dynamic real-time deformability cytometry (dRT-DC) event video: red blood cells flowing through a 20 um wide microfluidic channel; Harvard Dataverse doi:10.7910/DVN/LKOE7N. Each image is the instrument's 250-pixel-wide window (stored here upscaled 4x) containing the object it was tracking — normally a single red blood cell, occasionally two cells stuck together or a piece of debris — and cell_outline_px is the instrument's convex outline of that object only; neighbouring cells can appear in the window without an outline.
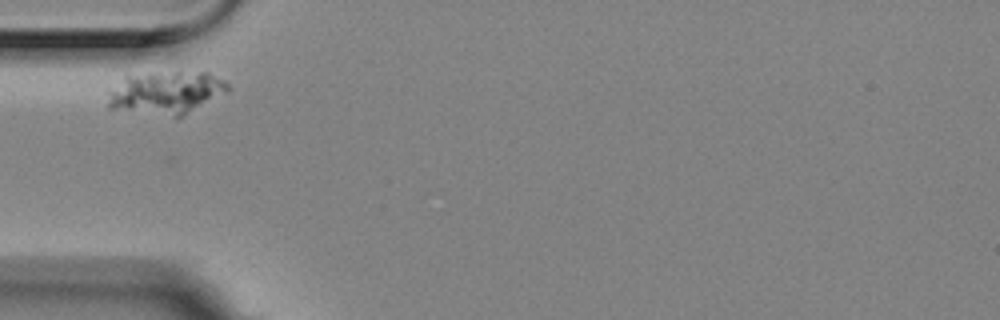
{"species": "Egyptian fruit bat (a non-hibernating species)", "species_latin": "Rousettus aegyptiacus", "temperature_condition": "room temperature", "stored_images_in_passage": 4, "camera_frame_rate_fps": 3000, "um_per_image_px": 0.085, "animal": {"sex": "female"}, "frame": {"image": 1, "passage_image": 1, "time_ms": 0.0, "image_size_px": [1000, 320], "cell_outline_px": [[232, 88], [228, 92], [184, 116], [176, 120], [108, 108], [108, 92], [128, 76], [176, 72], [208, 72], [224, 80]], "centroid_in_image_um": [14.17, 7.95], "position_along_channel_um": 70.8, "area_um2": 30.4}}
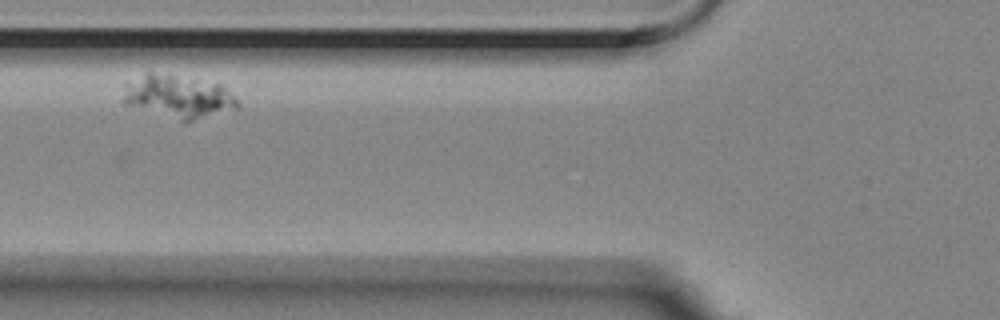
{"frame": {"image": 2, "passage_image": 2, "time_ms": 0.333, "image_size_px": [1000, 320], "cell_outline_px": [[240, 108], [184, 124], [124, 104], [120, 100], [124, 84], [148, 68], [220, 84], [240, 104]], "centroid_in_image_um": [15.04, 8.2], "position_along_channel_um": 110.8, "area_um2": 30.35}}
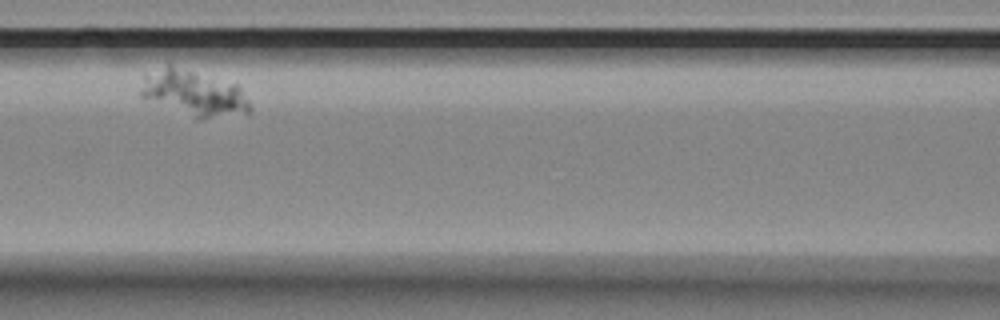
{"frame": {"image": 3, "passage_image": 3, "time_ms": 0.667, "image_size_px": [1000, 320], "cell_outline_px": [[252, 112], [200, 120], [196, 120], [144, 100], [140, 96], [140, 92], [144, 76], [168, 64], [172, 64], [236, 84], [240, 88], [248, 100], [252, 108]], "centroid_in_image_um": [16.44, 7.95], "position_along_channel_um": 150.2, "area_um2": 29.65}}